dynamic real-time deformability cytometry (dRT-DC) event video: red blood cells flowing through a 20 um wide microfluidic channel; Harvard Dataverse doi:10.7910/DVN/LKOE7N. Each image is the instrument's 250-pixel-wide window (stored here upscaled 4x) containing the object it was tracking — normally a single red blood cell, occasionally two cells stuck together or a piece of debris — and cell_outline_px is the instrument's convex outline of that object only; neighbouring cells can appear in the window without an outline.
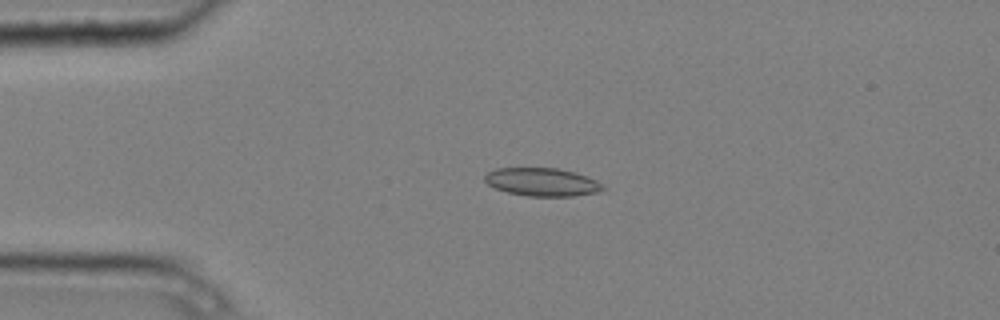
{"species": "common noctule bat (a hibernating species)", "species_latin": "Nyctalus noctula", "temperature_condition": "cold", "stored_images_in_passage": 6, "camera_frame_rate_fps": 3000, "um_per_image_px": 0.085, "animal": {"sex": "male", "body_mass_g": 20.4}, "frame": {"image": 1, "passage_image": 4, "time_ms": 1.0, "image_size_px": [1000, 320], "cell_outline_px": [[608, 188], [596, 192], [572, 196], [528, 196], [508, 192], [496, 188], [488, 184], [484, 180], [484, 176], [488, 172], [496, 168], [556, 168], [576, 172], [588, 176], [604, 184]], "centroid_in_image_um": [46.12, 15.46], "position_along_channel_um": 38.9, "area_um2": 19.42}}
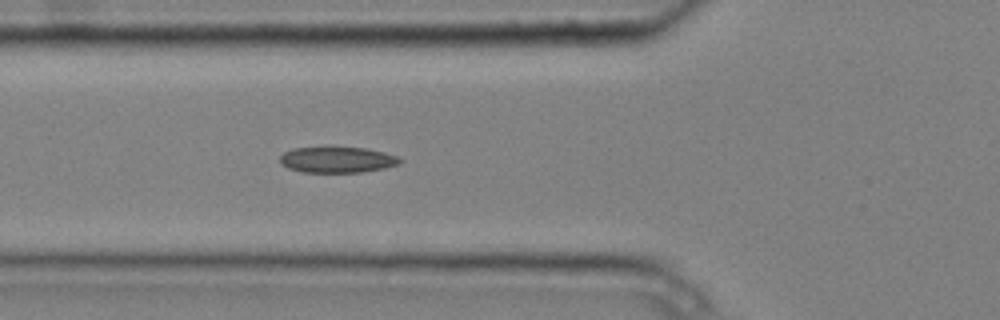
{"frame": {"image": 2, "passage_image": 6, "time_ms": 1.667, "image_size_px": [1000, 320], "cell_outline_px": [[404, 160], [400, 164], [384, 168], [360, 172], [300, 172], [288, 168], [280, 164], [280, 156], [284, 152], [292, 148], [324, 144], [328, 144], [364, 148], [384, 152], [396, 156]], "centroid_in_image_um": [28.61, 13.52], "position_along_channel_um": 97.2, "area_um2": 19.07}}